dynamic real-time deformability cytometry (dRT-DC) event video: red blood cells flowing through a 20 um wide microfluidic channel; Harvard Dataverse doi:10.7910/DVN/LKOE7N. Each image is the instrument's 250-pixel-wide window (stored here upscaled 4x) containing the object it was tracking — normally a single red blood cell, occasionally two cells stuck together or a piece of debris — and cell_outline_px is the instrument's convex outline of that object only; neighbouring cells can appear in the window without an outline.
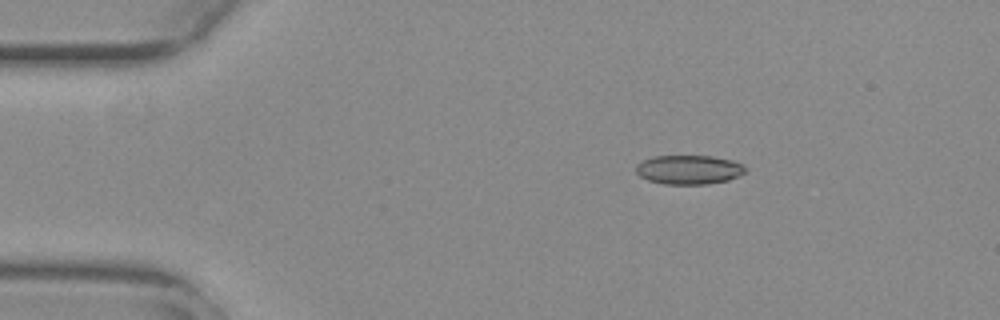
{"species": "common noctule bat (a hibernating species)", "species_latin": "Nyctalus noctula", "temperature_condition": "warm", "stored_images_in_passage": 47, "camera_frame_rate_fps": 3000, "um_per_image_px": 0.085, "animal": {"sex": "female", "body_mass_g": 29.2, "forearm_length_mm": 56.3}, "frame": {"image": 1, "passage_image": 1, "time_ms": 0.0, "image_size_px": [1000, 320], "cell_outline_px": [[748, 172], [728, 180], [704, 184], [664, 184], [648, 180], [640, 176], [636, 172], [636, 164], [644, 160], [656, 156], [712, 156], [732, 160], [740, 164]], "centroid_in_image_um": [58.55, 14.42], "position_along_channel_um": 26.5, "area_um2": 18.44}}
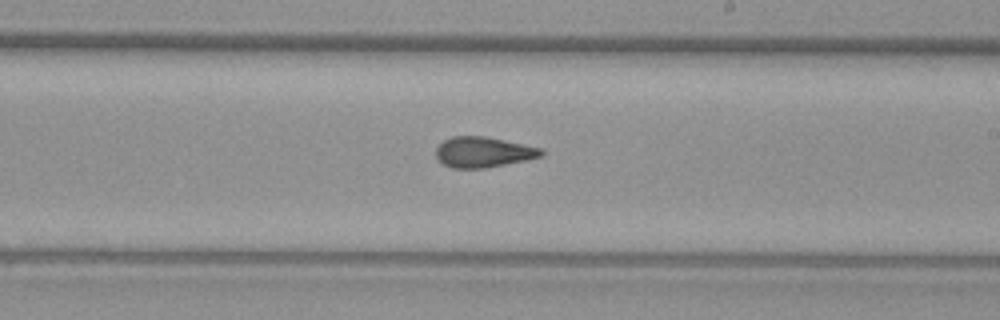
{"frame": {"image": 2, "passage_image": 24, "time_ms": 7.667, "image_size_px": [1000, 320], "cell_outline_px": [[544, 156], [484, 168], [452, 168], [444, 164], [436, 156], [436, 148], [444, 140], [452, 136], [484, 136], [544, 148]], "centroid_in_image_um": [41.1, 12.92], "position_along_channel_um": 247.9, "area_um2": 18.61}}
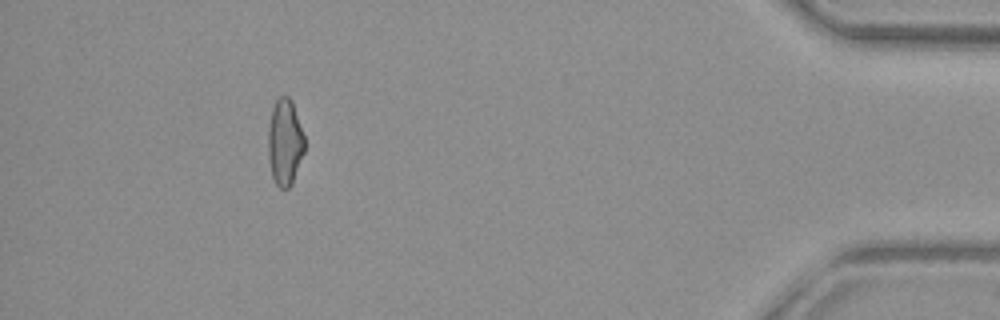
{"frame": {"image": 3, "passage_image": 42, "time_ms": 13.667, "image_size_px": [1000, 320], "cell_outline_px": [[304, 152], [292, 184], [288, 188], [280, 188], [276, 184], [272, 176], [268, 156], [268, 128], [272, 108], [276, 100], [280, 96], [288, 96], [292, 100], [304, 136]], "centroid_in_image_um": [24.2, 12.09], "position_along_channel_um": 411.0, "area_um2": 18.32}, "authors_computed_cell_mechanics": {"area_um2": 18.9006, "velocity_mm_per_s": 3.7648, "shape_relaxation_time_tau1_ms": null, "shape_relaxation_time_tau2_ms": 1.788, "deformation_change_tau1": null, "deformation_change_tau2": 0.0709}}